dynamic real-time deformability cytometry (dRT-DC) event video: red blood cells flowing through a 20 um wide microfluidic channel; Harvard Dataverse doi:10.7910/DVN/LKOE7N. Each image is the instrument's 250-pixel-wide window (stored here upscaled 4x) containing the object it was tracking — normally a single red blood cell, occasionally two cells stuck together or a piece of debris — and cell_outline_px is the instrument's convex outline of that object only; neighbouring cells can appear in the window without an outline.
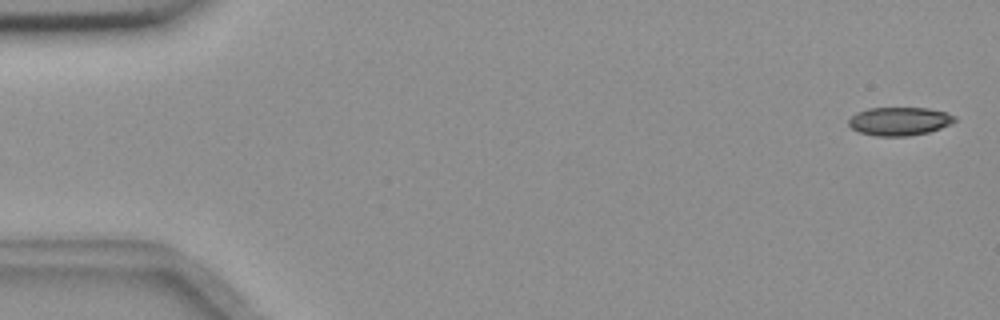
{"species": "common noctule bat (a hibernating species)", "species_latin": "Nyctalus noctula", "temperature_condition": "room temperature", "stored_images_in_passage": 5, "segment_of_instrument_passage": [2, 2], "camera_frame_rate_fps": 3000, "um_per_image_px": 0.085, "animal": {"sex": "female", "body_mass_g": 18.4}, "frame": {"image": 1, "passage_image": 5, "time_ms": 1.333, "image_size_px": [1000, 320], "cell_outline_px": [[956, 120], [952, 124], [928, 132], [908, 136], [876, 136], [860, 132], [852, 128], [848, 124], [848, 120], [856, 112], [868, 108], [928, 108], [944, 112], [956, 116]], "centroid_in_image_um": [76.45, 10.3], "position_along_channel_um": 8.6, "area_um2": 17.51}}